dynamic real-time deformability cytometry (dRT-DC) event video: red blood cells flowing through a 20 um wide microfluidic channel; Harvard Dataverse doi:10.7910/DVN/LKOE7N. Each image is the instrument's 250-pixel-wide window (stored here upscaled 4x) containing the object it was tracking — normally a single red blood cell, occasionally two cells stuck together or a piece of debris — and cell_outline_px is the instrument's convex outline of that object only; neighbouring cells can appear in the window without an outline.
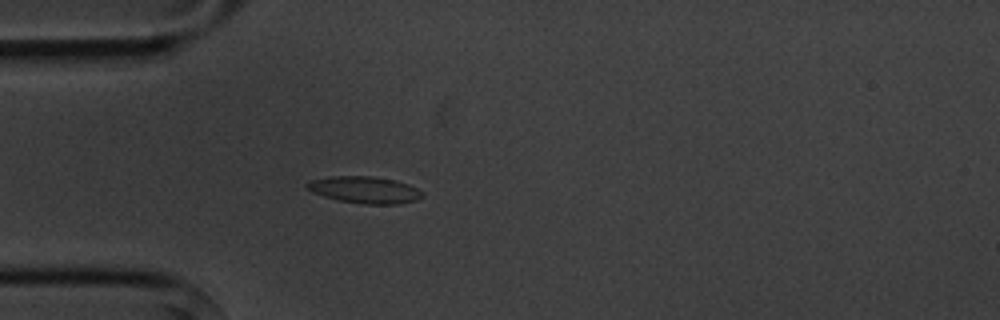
{"species": "common noctule bat (a hibernating species)", "species_latin": "Nyctalus noctula", "temperature_condition": "cold", "stored_images_in_passage": 3, "camera_frame_rate_fps": 3000, "um_per_image_px": 0.085, "animal": {"sex": "male", "body_mass_g": 20.1, "forearm_length_mm": 53.5}, "frame": {"image": 1, "passage_image": 3, "time_ms": 2.333, "image_size_px": [1000, 320], "cell_outline_px": [[424, 196], [416, 200], [396, 204], [364, 204], [340, 200], [324, 196], [312, 192], [304, 184], [308, 180], [328, 176], [372, 176], [396, 180], [408, 184], [424, 192]], "centroid_in_image_um": [30.99, 16.12], "position_along_channel_um": 54.0, "area_um2": 18.09}}